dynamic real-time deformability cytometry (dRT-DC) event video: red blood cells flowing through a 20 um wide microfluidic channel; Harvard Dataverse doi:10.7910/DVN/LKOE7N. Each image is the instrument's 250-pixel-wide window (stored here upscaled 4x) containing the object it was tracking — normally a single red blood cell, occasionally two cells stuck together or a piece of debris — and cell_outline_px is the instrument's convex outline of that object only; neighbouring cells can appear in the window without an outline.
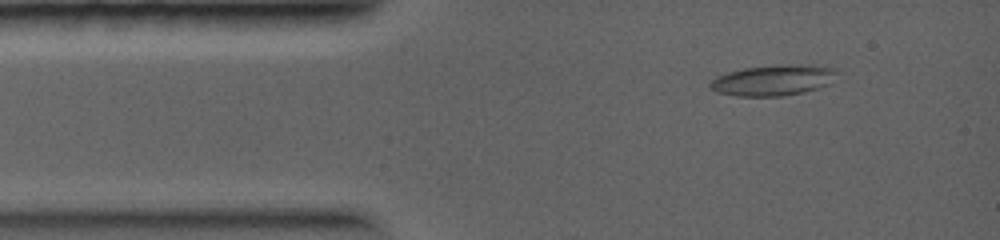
{"species": "common noctule bat (a hibernating species)", "species_latin": "Nyctalus noctula", "temperature_condition": "warm", "stored_images_in_passage": 36, "camera_frame_rate_fps": 5000, "um_per_image_px": 0.085, "animal": {"sex": "female", "body_mass_g": 19.0, "forearm_length_mm": 56.7}, "frame": {"image": 1, "passage_image": 3, "time_ms": 0.8, "image_size_px": [1000, 240], "cell_outline_px": [[836, 72], [828, 84], [820, 88], [804, 92], [784, 96], [736, 96], [716, 92], [708, 84], [716, 76], [728, 72], [744, 68], [776, 64], [808, 64], [836, 68]], "centroid_in_image_um": [65.71, 6.81], "position_along_channel_um": 19.3, "area_um2": 22.89}}
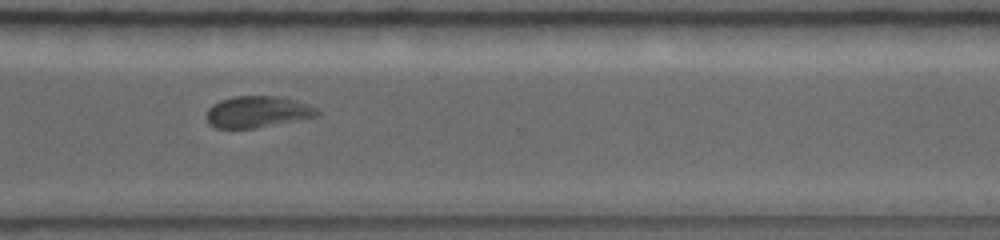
{"frame": {"image": 2, "passage_image": 24, "time_ms": 7.8, "image_size_px": [1000, 240], "cell_outline_px": [[320, 116], [256, 128], [216, 128], [208, 124], [208, 108], [212, 104], [220, 100], [232, 96], [280, 96], [296, 100], [308, 104], [316, 108], [320, 112]], "centroid_in_image_um": [21.91, 9.5], "position_along_channel_um": 348.7, "area_um2": 20.46}}
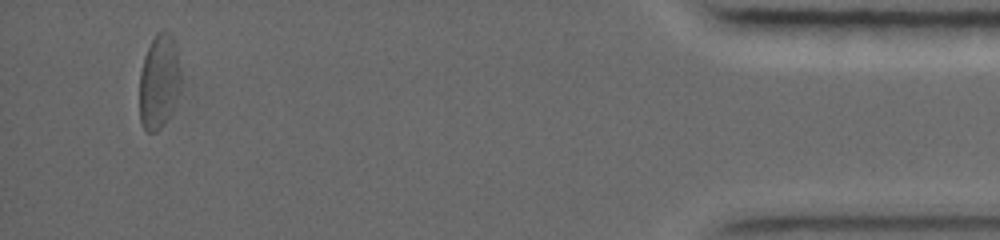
{"frame": {"image": 3, "passage_image": 33, "time_ms": 10.8, "image_size_px": [1000, 240], "cell_outline_px": [[180, 80], [168, 116], [164, 124], [156, 132], [148, 132], [140, 124], [140, 72], [144, 56], [156, 32], [164, 28], [172, 32], [180, 72]], "centroid_in_image_um": [13.48, 6.88], "position_along_channel_um": 421.7, "area_um2": 22.25}}